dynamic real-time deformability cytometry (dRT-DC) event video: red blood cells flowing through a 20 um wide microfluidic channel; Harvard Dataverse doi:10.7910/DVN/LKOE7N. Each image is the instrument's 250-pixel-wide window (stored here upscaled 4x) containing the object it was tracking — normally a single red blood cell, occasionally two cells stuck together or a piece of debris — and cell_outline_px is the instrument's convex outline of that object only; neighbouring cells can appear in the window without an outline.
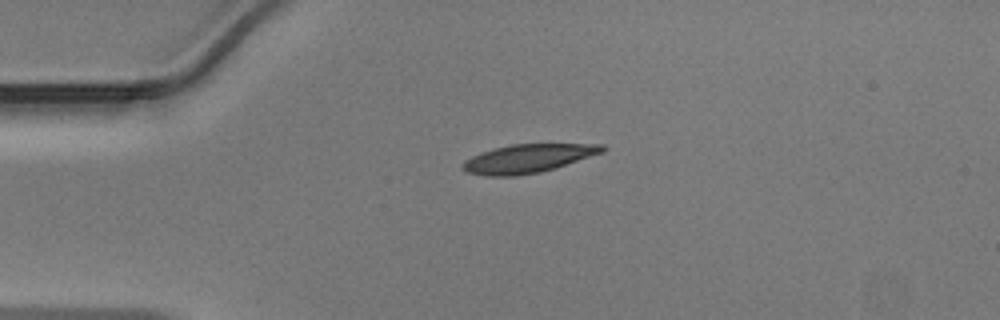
{"species": "Egyptian fruit bat (a non-hibernating species)", "species_latin": "Rousettus aegyptiacus", "temperature_condition": "warm", "stored_images_in_passage": 5, "camera_frame_rate_fps": 3000, "um_per_image_px": 0.085, "animal": {"sex": "male"}, "frame": {"image": 1, "passage_image": 1, "time_ms": 0.0, "image_size_px": [1000, 320], "cell_outline_px": [[608, 148], [604, 152], [540, 172], [512, 176], [488, 176], [468, 172], [464, 168], [464, 160], [472, 156], [496, 148], [512, 144], [604, 144]], "centroid_in_image_um": [44.93, 13.46], "position_along_channel_um": 40.1, "area_um2": 22.72}}